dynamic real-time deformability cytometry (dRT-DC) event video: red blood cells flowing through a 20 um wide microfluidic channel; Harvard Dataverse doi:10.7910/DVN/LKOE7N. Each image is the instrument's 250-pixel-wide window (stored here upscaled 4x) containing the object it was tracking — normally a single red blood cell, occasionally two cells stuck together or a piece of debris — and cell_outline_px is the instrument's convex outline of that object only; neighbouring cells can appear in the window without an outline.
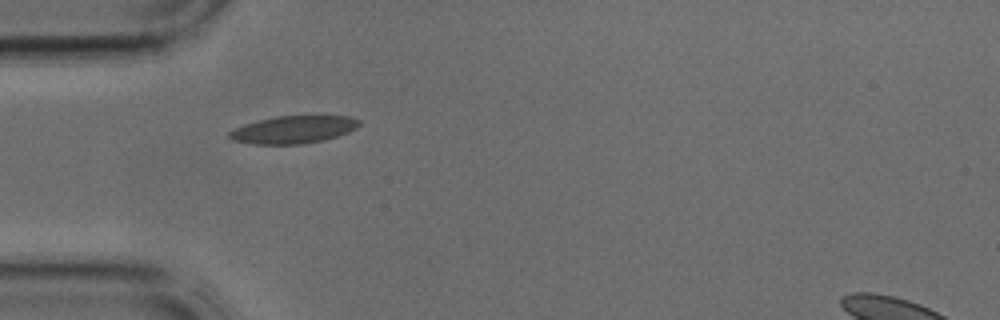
{"species": "common noctule bat (a hibernating species)", "species_latin": "Nyctalus noctula", "temperature_condition": "cold", "stored_images_in_passage": 5, "camera_frame_rate_fps": 3000, "um_per_image_px": 0.085, "animal": {"sex": "male", "body_mass_g": 17.9, "forearm_length_mm": 54.2}, "frame": {"image": 1, "passage_image": 4, "time_ms": 1.0, "image_size_px": [1000, 320], "cell_outline_px": [[360, 124], [356, 128], [348, 132], [324, 140], [300, 144], [252, 144], [232, 140], [228, 136], [228, 132], [244, 124], [276, 116], [348, 116], [360, 120]], "centroid_in_image_um": [24.93, 11.02], "position_along_channel_um": 60.1, "area_um2": 20.69}}